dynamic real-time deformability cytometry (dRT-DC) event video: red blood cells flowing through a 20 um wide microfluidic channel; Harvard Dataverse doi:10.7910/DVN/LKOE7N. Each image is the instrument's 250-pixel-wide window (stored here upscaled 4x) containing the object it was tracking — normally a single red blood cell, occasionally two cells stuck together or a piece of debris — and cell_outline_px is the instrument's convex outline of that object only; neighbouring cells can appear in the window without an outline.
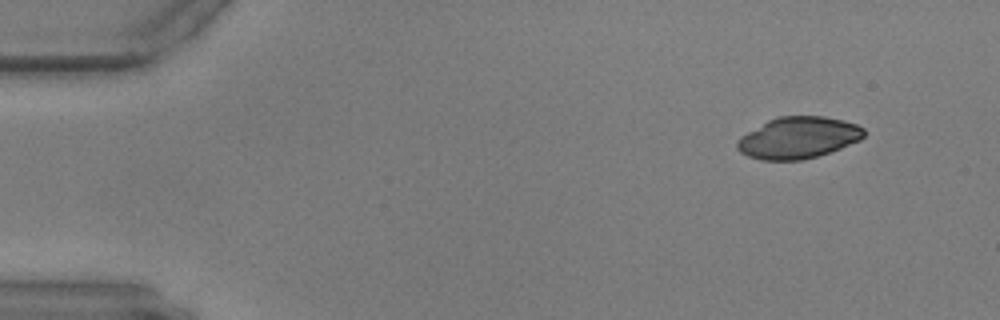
{"species": "common noctule bat (a hibernating species)", "species_latin": "Nyctalus noctula", "temperature_condition": "warm", "stored_images_in_passage": 53, "camera_frame_rate_fps": 3000, "um_per_image_px": 0.085, "animal": {"sex": "male", "body_mass_g": 17.9, "forearm_length_mm": 54.2}, "frame": {"image": 1, "passage_image": 1, "time_ms": 0.0, "image_size_px": [1000, 320], "cell_outline_px": [[864, 136], [860, 140], [840, 148], [816, 156], [800, 160], [760, 160], [748, 156], [740, 152], [736, 148], [736, 140], [740, 136], [768, 120], [780, 116], [824, 116], [844, 120], [856, 124], [864, 128]], "centroid_in_image_um": [67.82, 11.7], "position_along_channel_um": 17.2, "area_um2": 30.69}}